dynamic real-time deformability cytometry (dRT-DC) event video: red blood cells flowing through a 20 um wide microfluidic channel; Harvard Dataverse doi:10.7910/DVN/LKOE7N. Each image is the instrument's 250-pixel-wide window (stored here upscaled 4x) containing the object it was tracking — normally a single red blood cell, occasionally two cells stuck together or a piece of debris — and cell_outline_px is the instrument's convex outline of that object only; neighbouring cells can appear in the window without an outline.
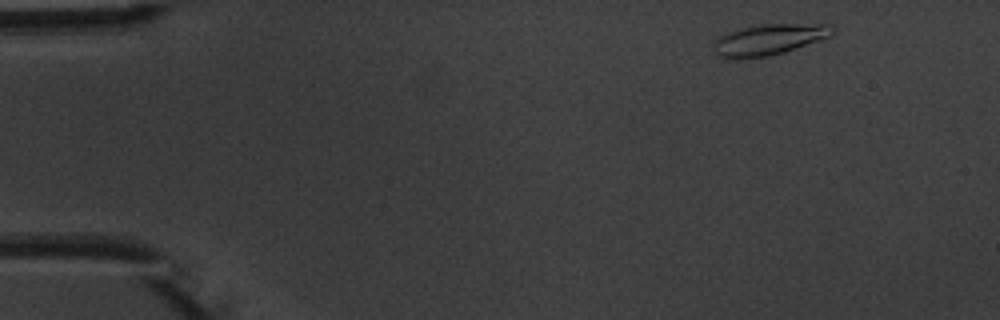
{"species": "common noctule bat (a hibernating species)", "species_latin": "Nyctalus noctula", "temperature_condition": "warm", "stored_images_in_passage": 8, "camera_frame_rate_fps": 3000, "um_per_image_px": 0.085, "animal": {"sex": "male", "body_mass_g": 20.1, "forearm_length_mm": 53.5}, "frame": {"image": 1, "passage_image": 1, "time_ms": 0.0, "image_size_px": [1000, 320], "cell_outline_px": [[836, 32], [832, 36], [784, 52], [768, 56], [728, 60], [720, 56], [716, 52], [712, 44], [720, 36], [728, 32], [744, 28], [764, 24], [832, 24], [836, 28]], "centroid_in_image_um": [65.41, 3.37], "position_along_channel_um": 19.6, "area_um2": 21.5}}
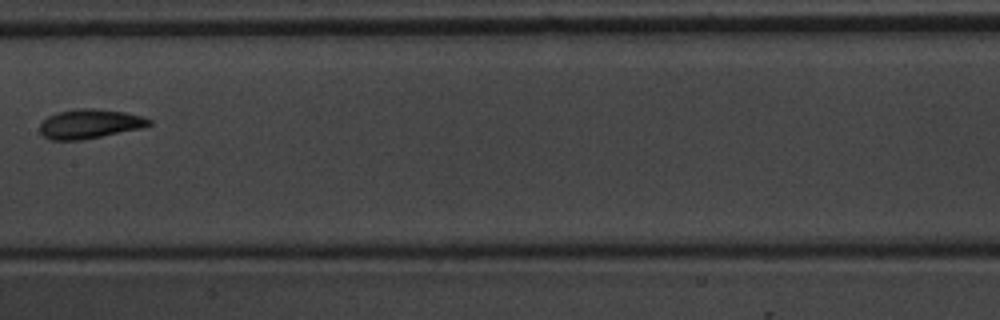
{"frame": {"image": 2, "passage_image": 7, "time_ms": 7.333, "image_size_px": [1000, 320], "cell_outline_px": [[152, 124], [140, 128], [84, 140], [52, 140], [44, 136], [40, 132], [40, 124], [48, 116], [56, 112], [80, 108], [92, 108], [124, 112], [140, 116], [152, 120]], "centroid_in_image_um": [7.6, 10.53], "position_along_channel_um": 199.8, "area_um2": 18.55}}
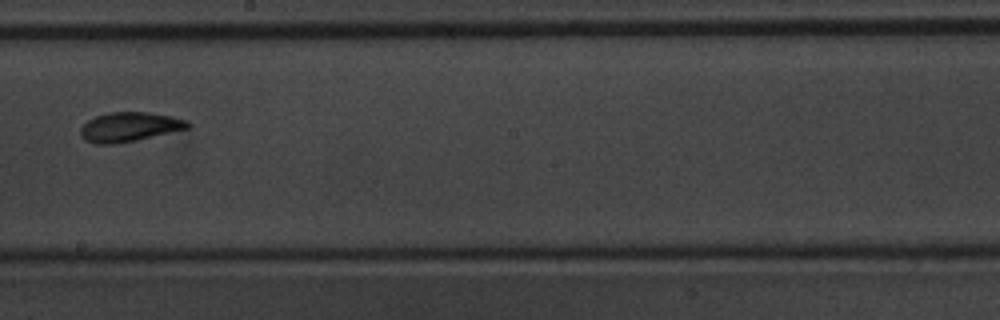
{"frame": {"image": 3, "passage_image": 8, "time_ms": 8.333, "image_size_px": [1000, 320], "cell_outline_px": [[192, 124], [188, 128], [136, 140], [112, 144], [96, 144], [84, 140], [80, 132], [80, 128], [88, 120], [96, 116], [108, 112], [148, 112], [172, 116], [188, 120]], "centroid_in_image_um": [11.0, 10.78], "position_along_channel_um": 237.2, "area_um2": 18.32}}